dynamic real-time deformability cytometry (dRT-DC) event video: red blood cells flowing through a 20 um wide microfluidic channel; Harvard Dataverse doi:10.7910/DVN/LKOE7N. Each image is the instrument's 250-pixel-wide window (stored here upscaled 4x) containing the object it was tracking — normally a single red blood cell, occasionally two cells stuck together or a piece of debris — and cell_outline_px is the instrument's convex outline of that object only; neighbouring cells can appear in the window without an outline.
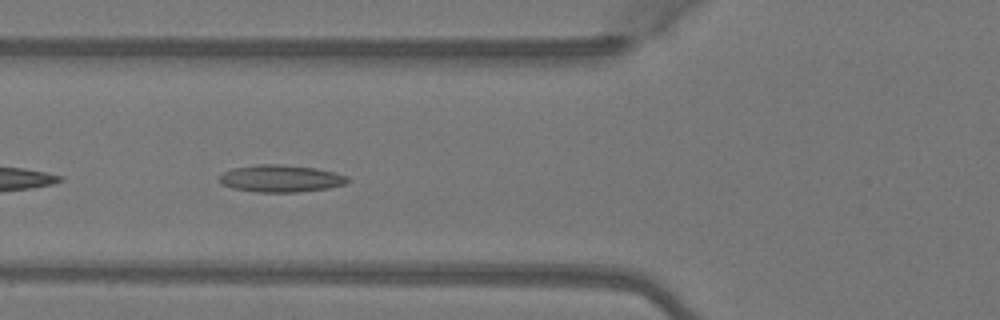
{"species": "Egyptian fruit bat (a non-hibernating species)", "species_latin": "Rousettus aegyptiacus", "temperature_condition": "warm", "stored_images_in_passage": 12, "camera_frame_rate_fps": 3000, "um_per_image_px": 0.085, "animal": {"sex": "female"}, "frame": {"image": 1, "passage_image": 4, "time_ms": 1.0, "image_size_px": [1000, 320], "cell_outline_px": [[348, 180], [344, 184], [328, 188], [300, 192], [256, 192], [232, 188], [220, 184], [220, 176], [224, 172], [232, 168], [256, 164], [280, 164], [316, 168], [336, 172], [348, 176]], "centroid_in_image_um": [23.85, 15.17], "position_along_channel_um": 101.9, "area_um2": 20.4}}
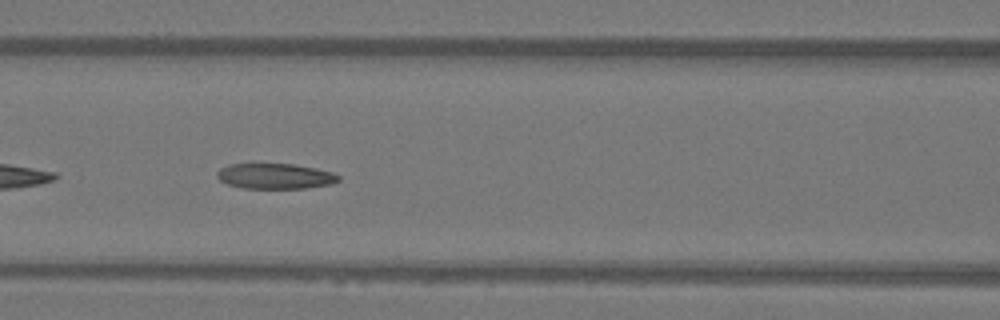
{"frame": {"image": 2, "passage_image": 7, "time_ms": 2.0, "image_size_px": [1000, 320], "cell_outline_px": [[340, 180], [332, 184], [304, 188], [240, 188], [228, 184], [220, 180], [216, 176], [216, 172], [220, 168], [228, 164], [296, 164], [316, 168], [332, 172], [340, 176]], "centroid_in_image_um": [23.38, 14.97], "position_along_channel_um": 143.2, "area_um2": 18.09}}
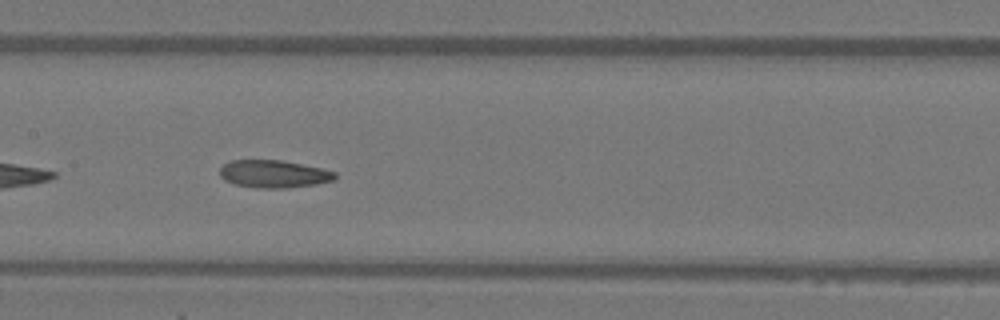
{"frame": {"image": 3, "passage_image": 10, "time_ms": 3.0, "image_size_px": [1000, 320], "cell_outline_px": [[336, 180], [316, 184], [288, 188], [256, 188], [236, 184], [224, 180], [220, 176], [220, 168], [228, 160], [284, 160], [320, 168], [336, 172]], "centroid_in_image_um": [23.27, 14.78], "position_along_channel_um": 184.1, "area_um2": 18.67}}